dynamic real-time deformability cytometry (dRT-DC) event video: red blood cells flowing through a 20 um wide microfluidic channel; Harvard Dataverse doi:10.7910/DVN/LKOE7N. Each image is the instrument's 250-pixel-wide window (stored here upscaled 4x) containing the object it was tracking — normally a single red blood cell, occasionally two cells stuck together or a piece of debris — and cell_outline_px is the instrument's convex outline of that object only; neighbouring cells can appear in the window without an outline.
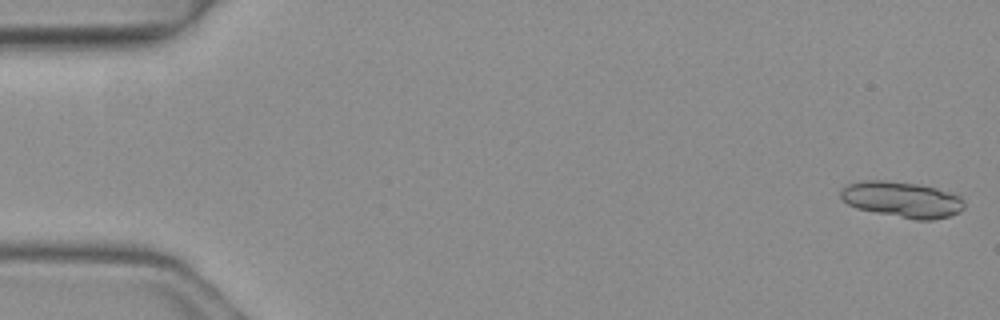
{"species": "common noctule bat (a hibernating species)", "species_latin": "Nyctalus noctula", "temperature_condition": "warm", "stored_images_in_passage": 2, "camera_frame_rate_fps": 3000, "um_per_image_px": 0.085, "animal": {"sex": "female", "body_mass_g": 19.3, "forearm_length_mm": 54.1}, "frame": {"image": 1, "passage_image": 1, "time_ms": 0.0, "image_size_px": [1000, 320], "cell_outline_px": [[964, 208], [960, 212], [948, 216], [932, 220], [916, 220], [856, 208], [848, 204], [840, 196], [840, 192], [848, 184], [864, 180], [884, 180], [916, 184], [936, 188], [960, 196], [964, 200]], "centroid_in_image_um": [76.69, 16.96], "position_along_channel_um": 8.3, "area_um2": 25.61}}